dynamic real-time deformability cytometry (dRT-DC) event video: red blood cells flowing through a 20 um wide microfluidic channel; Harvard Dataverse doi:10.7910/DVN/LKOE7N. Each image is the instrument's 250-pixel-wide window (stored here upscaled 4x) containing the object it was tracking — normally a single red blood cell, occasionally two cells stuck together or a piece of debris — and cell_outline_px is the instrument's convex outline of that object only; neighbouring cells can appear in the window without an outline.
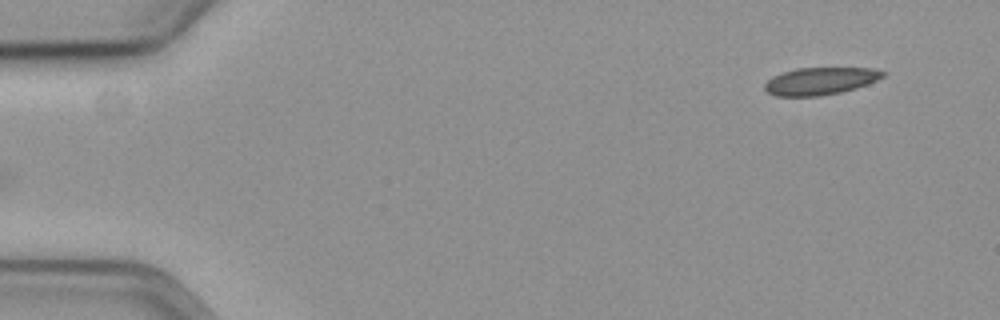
{"species": "common noctule bat (a hibernating species)", "species_latin": "Nyctalus noctula", "temperature_condition": "cold", "stored_images_in_passage": 54, "camera_frame_rate_fps": 3000, "um_per_image_px": 0.085, "animal": {"sex": "female", "body_mass_g": 19.3, "forearm_length_mm": 54.1}, "frame": {"image": 1, "passage_image": 1, "time_ms": 0.0, "image_size_px": [1000, 320], "cell_outline_px": [[888, 72], [884, 76], [868, 84], [856, 88], [840, 92], [820, 96], [776, 96], [768, 92], [764, 88], [764, 84], [772, 76], [796, 68], [872, 68]], "centroid_in_image_um": [69.74, 6.89], "position_along_channel_um": 15.3, "area_um2": 18.84}}
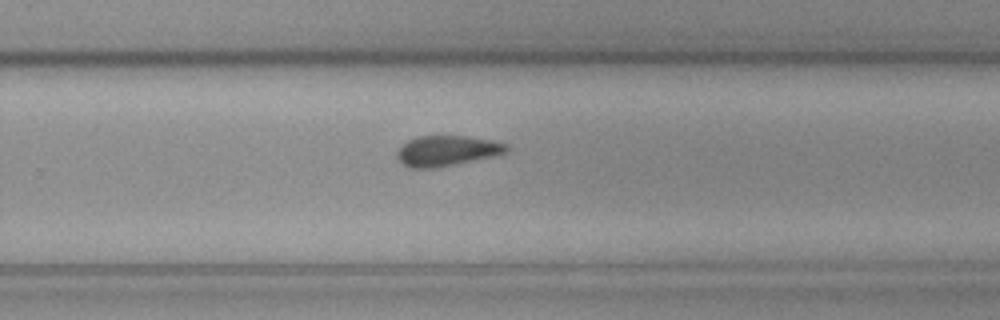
{"frame": {"image": 2, "passage_image": 34, "time_ms": 11.0, "image_size_px": [1000, 320], "cell_outline_px": [[512, 148], [508, 152], [492, 156], [432, 168], [408, 168], [396, 156], [396, 152], [408, 140], [416, 136], [468, 136], [492, 140], [508, 144]], "centroid_in_image_um": [38.01, 12.8], "position_along_channel_um": 291.8, "area_um2": 19.25}}
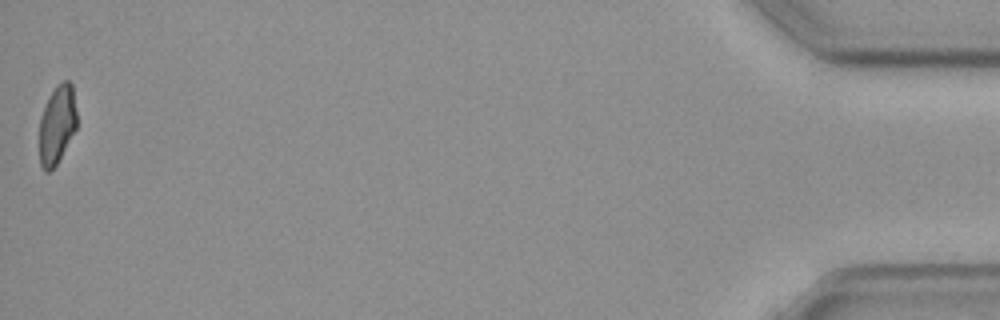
{"frame": {"image": 3, "passage_image": 54, "time_ms": 17.667, "image_size_px": [1000, 320], "cell_outline_px": [[76, 128], [56, 164], [48, 172], [44, 172], [40, 164], [40, 116], [56, 84], [60, 80], [68, 80], [72, 84], [76, 112]], "centroid_in_image_um": [4.84, 10.56], "position_along_channel_um": 430.4, "area_um2": 16.88}, "authors_computed_cell_mechanics": {"area_um2": 19.6809, "velocity_mm_per_s": 3.5947, "shape_relaxation_time_tau1_ms": 4.2228, "shape_relaxation_time_tau2_ms": 7.8358, "deformation_change_tau1": 0.0967, "deformation_change_tau2": 0.1602}}